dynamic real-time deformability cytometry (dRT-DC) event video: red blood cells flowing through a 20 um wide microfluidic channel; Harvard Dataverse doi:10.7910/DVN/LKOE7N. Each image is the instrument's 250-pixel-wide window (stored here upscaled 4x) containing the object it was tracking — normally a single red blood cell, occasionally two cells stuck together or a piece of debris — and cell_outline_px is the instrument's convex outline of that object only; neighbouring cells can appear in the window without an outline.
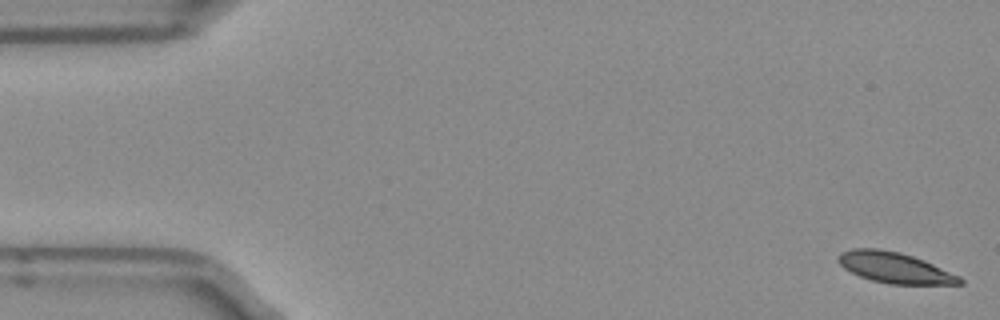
{"species": "Egyptian fruit bat (a non-hibernating species)", "species_latin": "Rousettus aegyptiacus", "temperature_condition": "room temperature", "stored_images_in_passage": 4, "camera_frame_rate_fps": 3000, "um_per_image_px": 0.085, "frame": {"image": 1, "passage_image": 1, "time_ms": 0.0, "image_size_px": [1000, 320], "cell_outline_px": [[964, 284], [888, 284], [872, 280], [860, 276], [844, 268], [840, 264], [840, 252], [852, 248], [876, 248], [900, 252], [924, 260], [960, 276], [964, 280]], "centroid_in_image_um": [76.08, 22.75], "position_along_channel_um": 8.9, "area_um2": 21.62}}
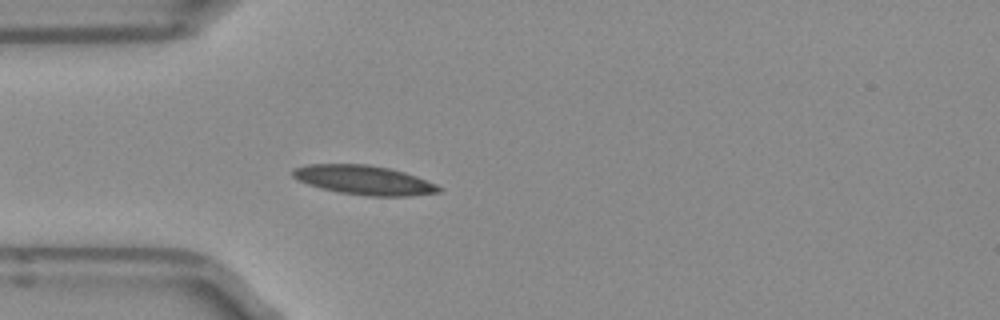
{"frame": {"image": 2, "passage_image": 4, "time_ms": 1.0, "image_size_px": [1000, 320], "cell_outline_px": [[444, 188], [440, 192], [408, 196], [368, 196], [340, 192], [320, 188], [296, 180], [292, 176], [292, 168], [308, 164], [368, 164], [388, 168], [404, 172], [416, 176], [436, 184]], "centroid_in_image_um": [30.92, 15.3], "position_along_channel_um": 54.1, "area_um2": 24.97}}